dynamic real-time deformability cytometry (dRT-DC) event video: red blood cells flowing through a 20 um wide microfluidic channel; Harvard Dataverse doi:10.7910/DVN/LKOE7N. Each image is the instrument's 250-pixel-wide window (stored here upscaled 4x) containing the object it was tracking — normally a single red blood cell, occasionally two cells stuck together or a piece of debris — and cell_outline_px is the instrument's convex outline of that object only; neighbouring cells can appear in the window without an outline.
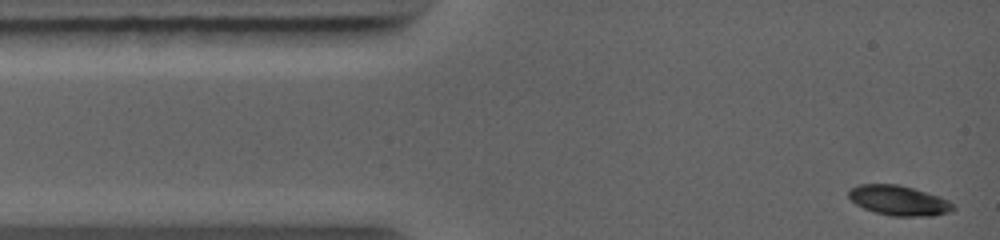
{"species": "common noctule bat (a hibernating species)", "species_latin": "Nyctalus noctula", "temperature_condition": "warm", "stored_images_in_passage": 27, "camera_frame_rate_fps": 5000, "um_per_image_px": 0.085, "animal": {"sex": "female", "body_mass_g": 19.0, "forearm_length_mm": 56.7}, "frame": {"image": 1, "passage_image": 1, "time_ms": 0.0, "image_size_px": [1000, 240], "cell_outline_px": [[956, 208], [952, 212], [932, 216], [892, 216], [876, 212], [864, 208], [856, 204], [848, 196], [848, 188], [860, 184], [896, 184], [912, 188], [940, 196], [948, 200]], "centroid_in_image_um": [76.41, 17.04], "position_along_channel_um": 8.6, "area_um2": 18.26}}
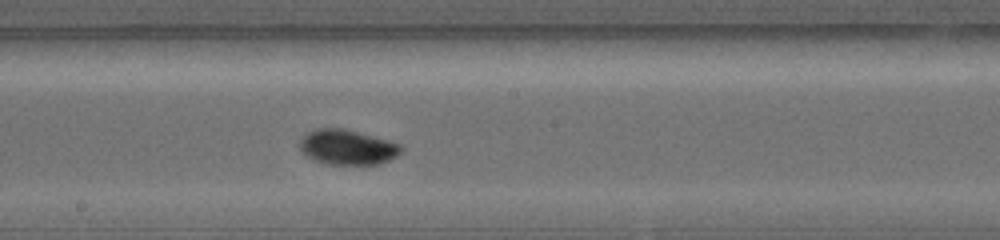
{"frame": {"image": 2, "passage_image": 16, "time_ms": 5.8, "image_size_px": [1000, 240], "cell_outline_px": [[404, 148], [396, 156], [380, 164], [328, 164], [312, 160], [300, 148], [300, 140], [308, 132], [316, 128], [344, 128], [388, 140], [400, 144]], "centroid_in_image_um": [29.53, 12.51], "position_along_channel_um": 218.7, "area_um2": 20.58}}
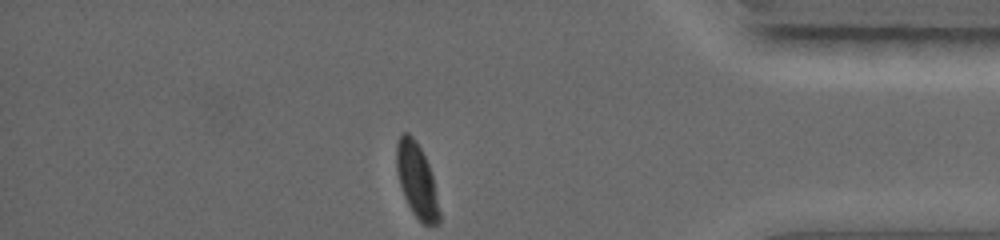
{"frame": {"image": 3, "passage_image": 27, "time_ms": 10.2, "image_size_px": [1000, 240], "cell_outline_px": [[440, 220], [436, 224], [424, 224], [412, 212], [404, 196], [396, 172], [396, 144], [400, 136], [404, 132], [408, 132], [416, 140], [428, 164], [432, 176], [440, 212]], "centroid_in_image_um": [35.4, 15.31], "position_along_channel_um": 399.8, "area_um2": 18.26}}